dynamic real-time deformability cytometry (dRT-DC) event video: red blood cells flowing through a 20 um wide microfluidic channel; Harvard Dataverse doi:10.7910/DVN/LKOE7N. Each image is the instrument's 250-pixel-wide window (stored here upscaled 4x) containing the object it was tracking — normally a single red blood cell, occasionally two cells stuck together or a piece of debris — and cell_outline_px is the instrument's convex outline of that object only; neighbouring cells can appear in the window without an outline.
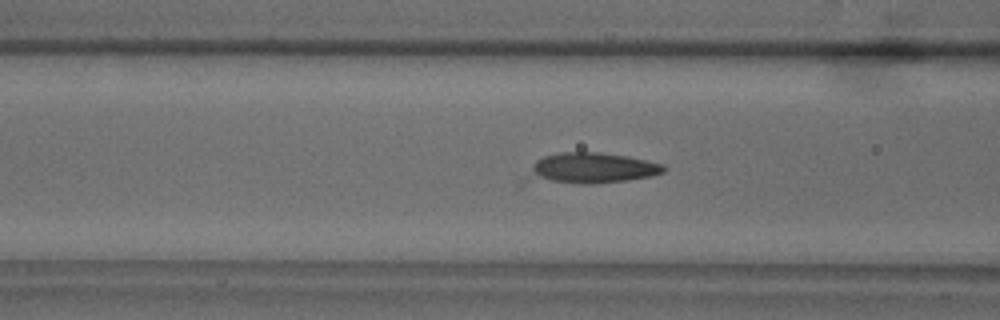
{"species": "common noctule bat (a hibernating species)", "species_latin": "Nyctalus noctula", "temperature_condition": "warm", "stored_images_in_passage": 30, "camera_frame_rate_fps": 3000, "um_per_image_px": 0.085, "animal": {"sex": "male", "body_mass_g": 18.8}, "frame": {"image": 1, "passage_image": 6, "time_ms": 1.667, "image_size_px": [1000, 320], "cell_outline_px": [[668, 168], [664, 172], [652, 176], [628, 180], [596, 184], [580, 184], [520, 180], [536, 160], [544, 156], [556, 152], [596, 152], [628, 156], [664, 164]], "centroid_in_image_um": [50.2, 14.31], "position_along_channel_um": 116.4, "area_um2": 25.03}}
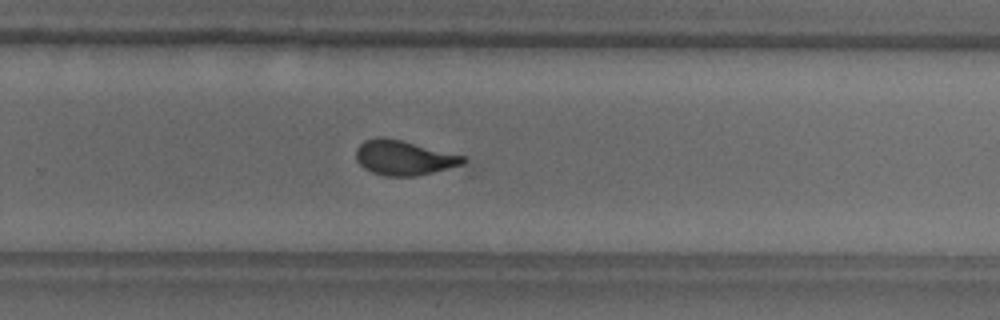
{"frame": {"image": 2, "passage_image": 20, "time_ms": 6.333, "image_size_px": [1000, 320], "cell_outline_px": [[476, 172], [472, 176], [384, 176], [372, 172], [364, 168], [356, 160], [356, 148], [364, 140], [376, 136], [384, 136], [464, 156], [468, 160]], "centroid_in_image_um": [34.81, 13.54], "position_along_channel_um": 295.0, "area_um2": 24.62}}
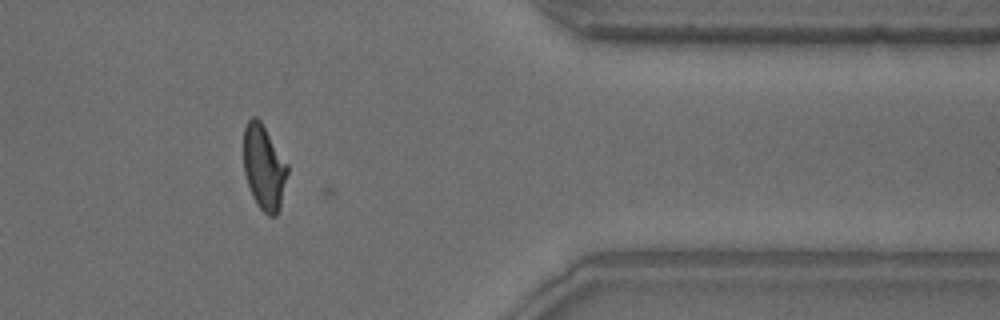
{"frame": {"image": 3, "passage_image": 29, "time_ms": 9.333, "image_size_px": [1000, 320], "cell_outline_px": [[288, 172], [280, 208], [276, 216], [268, 216], [256, 204], [252, 196], [244, 172], [244, 128], [248, 120], [252, 116], [256, 116], [260, 120], [288, 164]], "centroid_in_image_um": [22.44, 14.23], "position_along_channel_um": 389.0, "area_um2": 21.73}}